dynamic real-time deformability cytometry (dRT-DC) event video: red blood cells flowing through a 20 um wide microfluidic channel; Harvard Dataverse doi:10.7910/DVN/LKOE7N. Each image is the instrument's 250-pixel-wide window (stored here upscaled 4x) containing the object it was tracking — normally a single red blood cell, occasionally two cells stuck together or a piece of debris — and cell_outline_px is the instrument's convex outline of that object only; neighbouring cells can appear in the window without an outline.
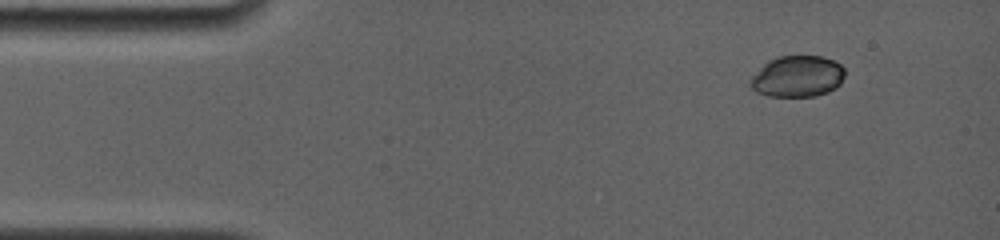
{"species": "common noctule bat (a hibernating species)", "species_latin": "Nyctalus noctula", "temperature_condition": "room temperature", "stored_images_in_passage": 40, "camera_frame_rate_fps": 4000, "um_per_image_px": 0.085, "animal": {"sex": "female", "body_mass_g": 19.0, "forearm_length_mm": 56.7}, "frame": {"image": 1, "passage_image": 1, "time_ms": 0.0, "image_size_px": [1000, 240], "cell_outline_px": [[844, 76], [840, 84], [836, 88], [828, 92], [816, 96], [768, 96], [756, 92], [748, 84], [748, 80], [768, 60], [780, 56], [824, 56], [840, 64], [844, 68]], "centroid_in_image_um": [67.77, 6.5], "position_along_channel_um": 17.2, "area_um2": 22.89}}
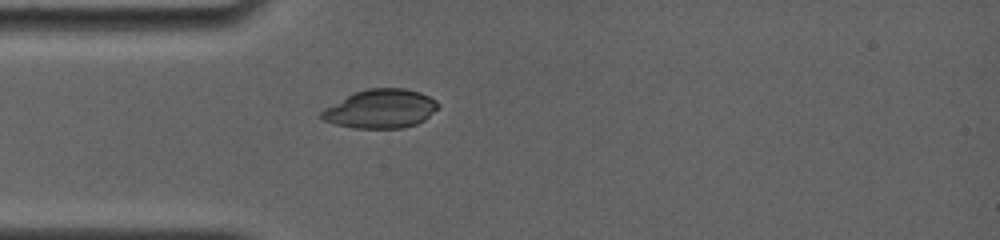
{"frame": {"image": 2, "passage_image": 28, "time_ms": 3.0, "image_size_px": [1000, 240], "cell_outline_px": [[440, 108], [424, 120], [416, 124], [404, 128], [352, 128], [336, 124], [324, 120], [320, 116], [320, 112], [352, 92], [368, 88], [404, 88], [420, 92], [436, 100], [440, 104]], "centroid_in_image_um": [32.39, 9.24], "position_along_channel_um": 52.6, "area_um2": 26.47}}
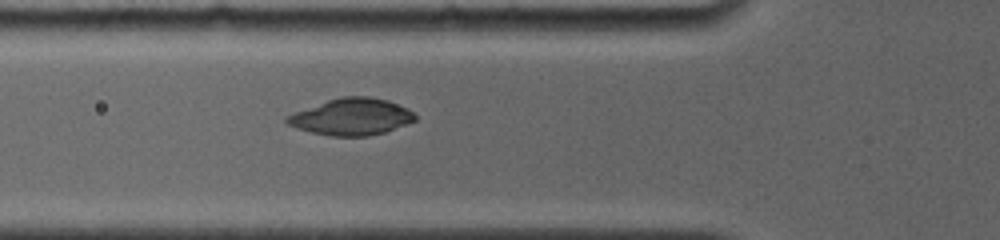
{"frame": {"image": 3, "passage_image": 39, "time_ms": 4.25, "image_size_px": [1000, 240], "cell_outline_px": [[416, 120], [384, 132], [368, 136], [332, 136], [312, 132], [296, 128], [288, 124], [284, 120], [284, 116], [328, 100], [340, 96], [368, 96], [388, 100], [408, 108], [416, 116]], "centroid_in_image_um": [29.87, 9.92], "position_along_channel_um": 95.9, "area_um2": 27.28}}